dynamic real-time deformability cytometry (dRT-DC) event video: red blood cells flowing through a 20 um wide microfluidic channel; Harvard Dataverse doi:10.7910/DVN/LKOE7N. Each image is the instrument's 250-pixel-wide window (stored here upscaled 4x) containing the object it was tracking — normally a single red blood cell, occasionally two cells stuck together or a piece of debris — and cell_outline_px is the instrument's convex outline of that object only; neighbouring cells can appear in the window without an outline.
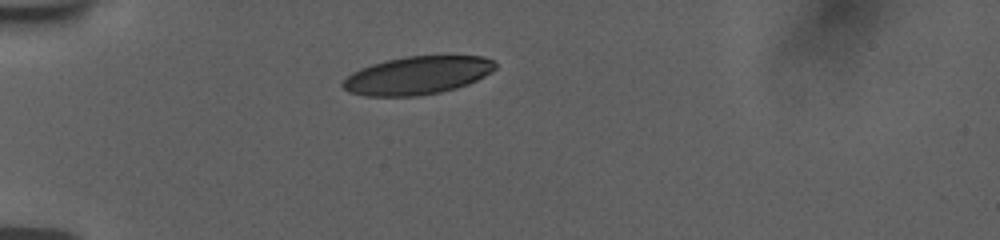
{"species": "human", "species_latin": "Homo sapiens", "temperature_condition": "room temperature", "stored_images_in_passage": 35, "camera_frame_rate_fps": 3000, "um_per_image_px": 0.085, "donor": {"sex": "female"}, "frame": {"image": 1, "passage_image": 1, "time_ms": 0.0, "image_size_px": [1000, 240], "cell_outline_px": [[496, 68], [492, 72], [468, 84], [456, 88], [440, 92], [416, 96], [364, 96], [348, 92], [340, 84], [352, 72], [360, 68], [384, 60], [404, 56], [484, 56], [492, 60], [496, 64]], "centroid_in_image_um": [35.46, 6.41], "position_along_channel_um": 49.5, "area_um2": 33.93}}
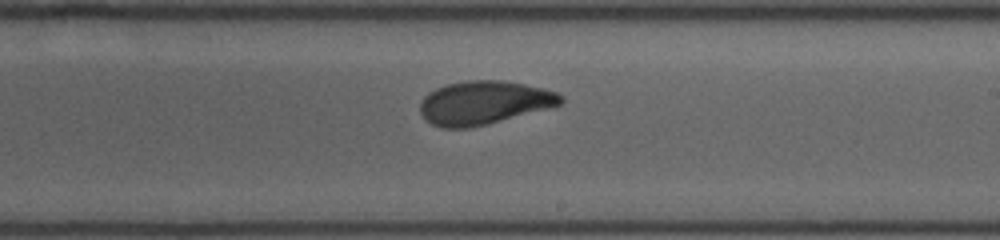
{"frame": {"image": 2, "passage_image": 19, "time_ms": 6.0, "image_size_px": [1000, 240], "cell_outline_px": [[564, 100], [560, 104], [488, 124], [468, 128], [444, 128], [432, 124], [420, 112], [420, 104], [424, 96], [428, 92], [436, 88], [448, 84], [468, 80], [504, 80], [544, 88], [556, 92], [564, 96]], "centroid_in_image_um": [41.13, 8.72], "position_along_channel_um": 247.9, "area_um2": 35.37}}
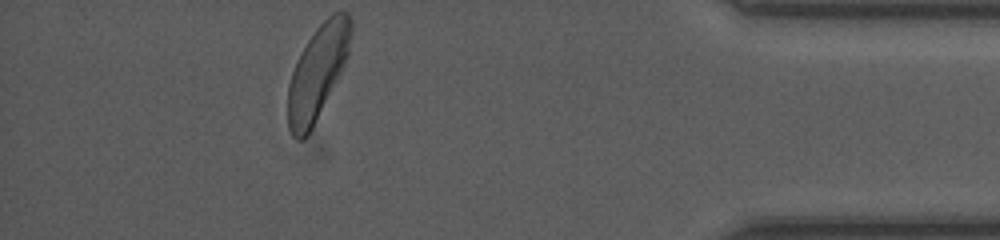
{"frame": {"image": 3, "passage_image": 35, "time_ms": 11.333, "image_size_px": [1000, 240], "cell_outline_px": [[352, 32], [348, 56], [312, 128], [300, 140], [296, 140], [292, 136], [288, 128], [288, 84], [296, 60], [308, 40], [316, 28], [332, 12], [348, 12], [352, 20]], "centroid_in_image_um": [26.99, 6.1], "position_along_channel_um": 408.2, "area_um2": 34.04}, "authors_computed_cell_mechanics": {"area_um2": 35.3736, "velocity_mm_per_s": 3.7467, "shape_relaxation_time_tau1_ms": 4.1141, "shape_relaxation_time_tau2_ms": 1.4053, "deformation_change_tau1": 0.1512, "deformation_change_tau2": 0.0758}}